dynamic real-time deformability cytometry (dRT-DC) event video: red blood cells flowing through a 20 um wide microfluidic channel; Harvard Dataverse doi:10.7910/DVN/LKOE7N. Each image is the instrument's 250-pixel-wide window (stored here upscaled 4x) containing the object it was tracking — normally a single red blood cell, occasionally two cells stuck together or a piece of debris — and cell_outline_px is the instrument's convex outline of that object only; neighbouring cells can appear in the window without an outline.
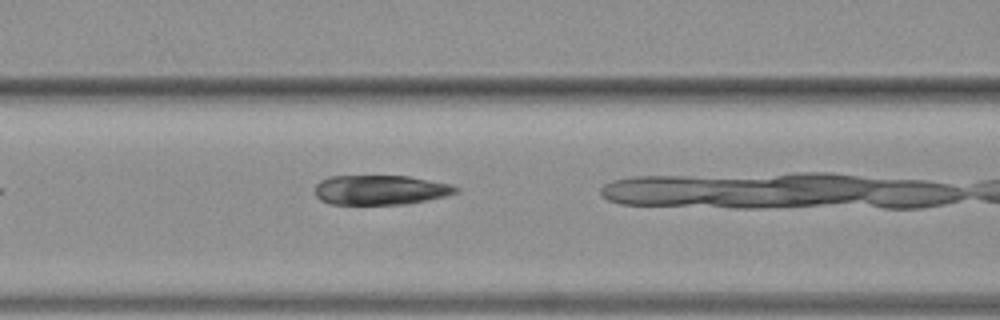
{"species": "common noctule bat (a hibernating species)", "species_latin": "Nyctalus noctula", "temperature_condition": "warm", "stored_images_in_passage": 14, "camera_frame_rate_fps": 3000, "um_per_image_px": 0.085, "animal": {"sex": "female", "body_mass_g": 19.3, "forearm_length_mm": 54.1}, "frame": {"image": 1, "passage_image": 5, "time_ms": 1.333, "image_size_px": [1000, 320], "cell_outline_px": [[460, 192], [428, 200], [408, 204], [328, 204], [320, 200], [316, 196], [316, 184], [320, 180], [328, 176], [408, 176], [448, 184], [460, 188]], "centroid_in_image_um": [32.32, 16.15], "position_along_channel_um": 134.3, "area_um2": 24.39}}